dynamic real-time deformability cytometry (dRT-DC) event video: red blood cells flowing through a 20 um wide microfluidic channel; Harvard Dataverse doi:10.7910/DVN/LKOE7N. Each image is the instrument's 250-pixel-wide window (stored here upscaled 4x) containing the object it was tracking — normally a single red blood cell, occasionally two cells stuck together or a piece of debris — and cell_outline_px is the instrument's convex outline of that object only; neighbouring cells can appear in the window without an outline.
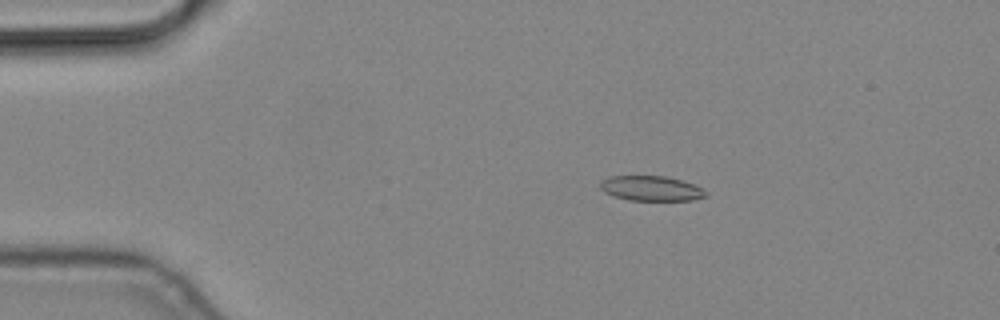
{"species": "common noctule bat (a hibernating species)", "species_latin": "Nyctalus noctula", "temperature_condition": "cold", "stored_images_in_passage": 3, "camera_frame_rate_fps": 3000, "um_per_image_px": 0.085, "animal": {"sex": "male", "body_mass_g": 19.2, "forearm_length_mm": 51.8}, "frame": {"image": 1, "passage_image": 2, "time_ms": 0.333, "image_size_px": [1000, 320], "cell_outline_px": [[708, 196], [692, 200], [628, 200], [604, 192], [600, 188], [600, 180], [608, 176], [664, 176], [680, 180], [692, 184], [708, 192]], "centroid_in_image_um": [55.32, 16.01], "position_along_channel_um": 29.7, "area_um2": 15.26}}